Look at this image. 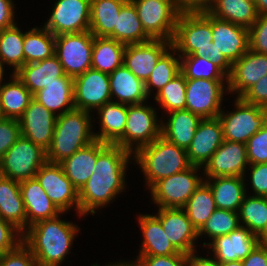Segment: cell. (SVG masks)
Here are the masks:
<instances>
[{
    "mask_svg": "<svg viewBox=\"0 0 267 266\" xmlns=\"http://www.w3.org/2000/svg\"><path fill=\"white\" fill-rule=\"evenodd\" d=\"M130 161V162H129ZM133 154L115 144L97 140V161L94 172L78 191L79 215H95L96 210L106 208L126 190V171Z\"/></svg>",
    "mask_w": 267,
    "mask_h": 266,
    "instance_id": "1",
    "label": "cell"
},
{
    "mask_svg": "<svg viewBox=\"0 0 267 266\" xmlns=\"http://www.w3.org/2000/svg\"><path fill=\"white\" fill-rule=\"evenodd\" d=\"M61 215L38 221L23 234V242L32 251L37 266H60L71 254L80 227L72 220L61 219Z\"/></svg>",
    "mask_w": 267,
    "mask_h": 266,
    "instance_id": "2",
    "label": "cell"
},
{
    "mask_svg": "<svg viewBox=\"0 0 267 266\" xmlns=\"http://www.w3.org/2000/svg\"><path fill=\"white\" fill-rule=\"evenodd\" d=\"M93 118L96 119L91 112L76 108L57 116L51 145L46 151V160L60 163L95 141Z\"/></svg>",
    "mask_w": 267,
    "mask_h": 266,
    "instance_id": "3",
    "label": "cell"
},
{
    "mask_svg": "<svg viewBox=\"0 0 267 266\" xmlns=\"http://www.w3.org/2000/svg\"><path fill=\"white\" fill-rule=\"evenodd\" d=\"M134 164L142 169L144 186L151 188L160 179L188 169L191 164L187 150L168 142L164 137L139 148L133 154Z\"/></svg>",
    "mask_w": 267,
    "mask_h": 266,
    "instance_id": "4",
    "label": "cell"
},
{
    "mask_svg": "<svg viewBox=\"0 0 267 266\" xmlns=\"http://www.w3.org/2000/svg\"><path fill=\"white\" fill-rule=\"evenodd\" d=\"M212 44L211 15L206 10L182 11L172 41L178 55L208 58Z\"/></svg>",
    "mask_w": 267,
    "mask_h": 266,
    "instance_id": "5",
    "label": "cell"
},
{
    "mask_svg": "<svg viewBox=\"0 0 267 266\" xmlns=\"http://www.w3.org/2000/svg\"><path fill=\"white\" fill-rule=\"evenodd\" d=\"M211 26L213 44L208 59L229 76L232 64L249 50L248 29L212 15Z\"/></svg>",
    "mask_w": 267,
    "mask_h": 266,
    "instance_id": "6",
    "label": "cell"
},
{
    "mask_svg": "<svg viewBox=\"0 0 267 266\" xmlns=\"http://www.w3.org/2000/svg\"><path fill=\"white\" fill-rule=\"evenodd\" d=\"M157 112L147 101L127 105L126 127L123 135L114 144L134 154L139 148L159 138L162 120L157 117Z\"/></svg>",
    "mask_w": 267,
    "mask_h": 266,
    "instance_id": "7",
    "label": "cell"
},
{
    "mask_svg": "<svg viewBox=\"0 0 267 266\" xmlns=\"http://www.w3.org/2000/svg\"><path fill=\"white\" fill-rule=\"evenodd\" d=\"M203 168L188 169L160 179L150 189L151 200L158 208H183L196 188L203 182ZM199 172V174H198Z\"/></svg>",
    "mask_w": 267,
    "mask_h": 266,
    "instance_id": "8",
    "label": "cell"
},
{
    "mask_svg": "<svg viewBox=\"0 0 267 266\" xmlns=\"http://www.w3.org/2000/svg\"><path fill=\"white\" fill-rule=\"evenodd\" d=\"M233 111L222 108L218 118L224 140L246 144L248 139L267 124V109L235 98Z\"/></svg>",
    "mask_w": 267,
    "mask_h": 266,
    "instance_id": "9",
    "label": "cell"
},
{
    "mask_svg": "<svg viewBox=\"0 0 267 266\" xmlns=\"http://www.w3.org/2000/svg\"><path fill=\"white\" fill-rule=\"evenodd\" d=\"M145 33L151 39L173 41L176 23L182 10L175 0H130Z\"/></svg>",
    "mask_w": 267,
    "mask_h": 266,
    "instance_id": "10",
    "label": "cell"
},
{
    "mask_svg": "<svg viewBox=\"0 0 267 266\" xmlns=\"http://www.w3.org/2000/svg\"><path fill=\"white\" fill-rule=\"evenodd\" d=\"M46 161V151L21 134L0 160V175L18 182L31 179Z\"/></svg>",
    "mask_w": 267,
    "mask_h": 266,
    "instance_id": "11",
    "label": "cell"
},
{
    "mask_svg": "<svg viewBox=\"0 0 267 266\" xmlns=\"http://www.w3.org/2000/svg\"><path fill=\"white\" fill-rule=\"evenodd\" d=\"M93 42L94 35L89 30L55 36L54 54L65 75L74 79L91 68Z\"/></svg>",
    "mask_w": 267,
    "mask_h": 266,
    "instance_id": "12",
    "label": "cell"
},
{
    "mask_svg": "<svg viewBox=\"0 0 267 266\" xmlns=\"http://www.w3.org/2000/svg\"><path fill=\"white\" fill-rule=\"evenodd\" d=\"M226 93L228 80L186 79L185 109L202 119L218 117Z\"/></svg>",
    "mask_w": 267,
    "mask_h": 266,
    "instance_id": "13",
    "label": "cell"
},
{
    "mask_svg": "<svg viewBox=\"0 0 267 266\" xmlns=\"http://www.w3.org/2000/svg\"><path fill=\"white\" fill-rule=\"evenodd\" d=\"M91 0H56L43 26L54 36L90 29Z\"/></svg>",
    "mask_w": 267,
    "mask_h": 266,
    "instance_id": "14",
    "label": "cell"
},
{
    "mask_svg": "<svg viewBox=\"0 0 267 266\" xmlns=\"http://www.w3.org/2000/svg\"><path fill=\"white\" fill-rule=\"evenodd\" d=\"M35 177L50 200L62 213L74 209L78 218L84 217L79 215L78 191L66 177L59 163L46 161Z\"/></svg>",
    "mask_w": 267,
    "mask_h": 266,
    "instance_id": "15",
    "label": "cell"
},
{
    "mask_svg": "<svg viewBox=\"0 0 267 266\" xmlns=\"http://www.w3.org/2000/svg\"><path fill=\"white\" fill-rule=\"evenodd\" d=\"M74 107L93 113L112 101L109 74L90 68L73 79Z\"/></svg>",
    "mask_w": 267,
    "mask_h": 266,
    "instance_id": "16",
    "label": "cell"
},
{
    "mask_svg": "<svg viewBox=\"0 0 267 266\" xmlns=\"http://www.w3.org/2000/svg\"><path fill=\"white\" fill-rule=\"evenodd\" d=\"M249 166L247 160L246 144L224 140L203 167L204 178L219 176H246Z\"/></svg>",
    "mask_w": 267,
    "mask_h": 266,
    "instance_id": "17",
    "label": "cell"
},
{
    "mask_svg": "<svg viewBox=\"0 0 267 266\" xmlns=\"http://www.w3.org/2000/svg\"><path fill=\"white\" fill-rule=\"evenodd\" d=\"M155 216L161 221L167 238L179 252L189 255L197 251L198 231L182 208H158Z\"/></svg>",
    "mask_w": 267,
    "mask_h": 266,
    "instance_id": "18",
    "label": "cell"
},
{
    "mask_svg": "<svg viewBox=\"0 0 267 266\" xmlns=\"http://www.w3.org/2000/svg\"><path fill=\"white\" fill-rule=\"evenodd\" d=\"M258 244V236L239 226L227 235L203 242L202 246L208 247V254L212 253L211 256L218 262H230L244 260Z\"/></svg>",
    "mask_w": 267,
    "mask_h": 266,
    "instance_id": "19",
    "label": "cell"
},
{
    "mask_svg": "<svg viewBox=\"0 0 267 266\" xmlns=\"http://www.w3.org/2000/svg\"><path fill=\"white\" fill-rule=\"evenodd\" d=\"M267 75V55L248 50L232 64L228 76V95L240 98L250 87Z\"/></svg>",
    "mask_w": 267,
    "mask_h": 266,
    "instance_id": "20",
    "label": "cell"
},
{
    "mask_svg": "<svg viewBox=\"0 0 267 266\" xmlns=\"http://www.w3.org/2000/svg\"><path fill=\"white\" fill-rule=\"evenodd\" d=\"M172 46L171 41L151 39L144 43L127 44L123 64L144 83L160 57Z\"/></svg>",
    "mask_w": 267,
    "mask_h": 266,
    "instance_id": "21",
    "label": "cell"
},
{
    "mask_svg": "<svg viewBox=\"0 0 267 266\" xmlns=\"http://www.w3.org/2000/svg\"><path fill=\"white\" fill-rule=\"evenodd\" d=\"M57 116L32 99L19 119L21 134L47 151L51 145Z\"/></svg>",
    "mask_w": 267,
    "mask_h": 266,
    "instance_id": "22",
    "label": "cell"
},
{
    "mask_svg": "<svg viewBox=\"0 0 267 266\" xmlns=\"http://www.w3.org/2000/svg\"><path fill=\"white\" fill-rule=\"evenodd\" d=\"M223 141V128L219 118L202 119L187 149L190 164L203 168Z\"/></svg>",
    "mask_w": 267,
    "mask_h": 266,
    "instance_id": "23",
    "label": "cell"
},
{
    "mask_svg": "<svg viewBox=\"0 0 267 266\" xmlns=\"http://www.w3.org/2000/svg\"><path fill=\"white\" fill-rule=\"evenodd\" d=\"M19 183L26 211V231L38 221L52 219L64 214L50 200L36 177Z\"/></svg>",
    "mask_w": 267,
    "mask_h": 266,
    "instance_id": "24",
    "label": "cell"
},
{
    "mask_svg": "<svg viewBox=\"0 0 267 266\" xmlns=\"http://www.w3.org/2000/svg\"><path fill=\"white\" fill-rule=\"evenodd\" d=\"M142 241L138 256H167L179 254L165 234L161 221L151 214H138Z\"/></svg>",
    "mask_w": 267,
    "mask_h": 266,
    "instance_id": "25",
    "label": "cell"
},
{
    "mask_svg": "<svg viewBox=\"0 0 267 266\" xmlns=\"http://www.w3.org/2000/svg\"><path fill=\"white\" fill-rule=\"evenodd\" d=\"M166 115L167 120L161 117V136L168 142L187 150L202 118L186 109L175 110Z\"/></svg>",
    "mask_w": 267,
    "mask_h": 266,
    "instance_id": "26",
    "label": "cell"
},
{
    "mask_svg": "<svg viewBox=\"0 0 267 266\" xmlns=\"http://www.w3.org/2000/svg\"><path fill=\"white\" fill-rule=\"evenodd\" d=\"M111 99L126 105L141 104L150 99L145 83L138 79L124 64L109 74Z\"/></svg>",
    "mask_w": 267,
    "mask_h": 266,
    "instance_id": "27",
    "label": "cell"
},
{
    "mask_svg": "<svg viewBox=\"0 0 267 266\" xmlns=\"http://www.w3.org/2000/svg\"><path fill=\"white\" fill-rule=\"evenodd\" d=\"M15 74L32 95L45 88L46 85L56 82V78L65 75L62 65L55 54L39 62L27 63Z\"/></svg>",
    "mask_w": 267,
    "mask_h": 266,
    "instance_id": "28",
    "label": "cell"
},
{
    "mask_svg": "<svg viewBox=\"0 0 267 266\" xmlns=\"http://www.w3.org/2000/svg\"><path fill=\"white\" fill-rule=\"evenodd\" d=\"M244 177L219 176L204 178L210 186L217 209L238 212L240 205L247 195L245 183L249 182Z\"/></svg>",
    "mask_w": 267,
    "mask_h": 266,
    "instance_id": "29",
    "label": "cell"
},
{
    "mask_svg": "<svg viewBox=\"0 0 267 266\" xmlns=\"http://www.w3.org/2000/svg\"><path fill=\"white\" fill-rule=\"evenodd\" d=\"M0 217L22 234L26 232V211L20 183L0 175Z\"/></svg>",
    "mask_w": 267,
    "mask_h": 266,
    "instance_id": "30",
    "label": "cell"
},
{
    "mask_svg": "<svg viewBox=\"0 0 267 266\" xmlns=\"http://www.w3.org/2000/svg\"><path fill=\"white\" fill-rule=\"evenodd\" d=\"M33 99L56 116L73 110L75 108L73 78L68 75L56 78V82H52L42 90L36 92L33 95Z\"/></svg>",
    "mask_w": 267,
    "mask_h": 266,
    "instance_id": "31",
    "label": "cell"
},
{
    "mask_svg": "<svg viewBox=\"0 0 267 266\" xmlns=\"http://www.w3.org/2000/svg\"><path fill=\"white\" fill-rule=\"evenodd\" d=\"M99 131L94 132L96 140L114 144L124 133L127 120V105L110 101L98 108Z\"/></svg>",
    "mask_w": 267,
    "mask_h": 266,
    "instance_id": "32",
    "label": "cell"
},
{
    "mask_svg": "<svg viewBox=\"0 0 267 266\" xmlns=\"http://www.w3.org/2000/svg\"><path fill=\"white\" fill-rule=\"evenodd\" d=\"M97 161V140L79 149L59 164L66 177L79 191L91 177Z\"/></svg>",
    "mask_w": 267,
    "mask_h": 266,
    "instance_id": "33",
    "label": "cell"
},
{
    "mask_svg": "<svg viewBox=\"0 0 267 266\" xmlns=\"http://www.w3.org/2000/svg\"><path fill=\"white\" fill-rule=\"evenodd\" d=\"M210 15L249 29L258 18L254 0H212L205 9Z\"/></svg>",
    "mask_w": 267,
    "mask_h": 266,
    "instance_id": "34",
    "label": "cell"
},
{
    "mask_svg": "<svg viewBox=\"0 0 267 266\" xmlns=\"http://www.w3.org/2000/svg\"><path fill=\"white\" fill-rule=\"evenodd\" d=\"M10 79L0 86L1 107L5 118L19 120L33 95L15 73L10 74Z\"/></svg>",
    "mask_w": 267,
    "mask_h": 266,
    "instance_id": "35",
    "label": "cell"
},
{
    "mask_svg": "<svg viewBox=\"0 0 267 266\" xmlns=\"http://www.w3.org/2000/svg\"><path fill=\"white\" fill-rule=\"evenodd\" d=\"M128 0H91L90 29L97 37H111L120 9Z\"/></svg>",
    "mask_w": 267,
    "mask_h": 266,
    "instance_id": "36",
    "label": "cell"
},
{
    "mask_svg": "<svg viewBox=\"0 0 267 266\" xmlns=\"http://www.w3.org/2000/svg\"><path fill=\"white\" fill-rule=\"evenodd\" d=\"M125 45L144 43L151 38L145 33L134 4L128 0L120 9L114 26V34L110 37Z\"/></svg>",
    "mask_w": 267,
    "mask_h": 266,
    "instance_id": "37",
    "label": "cell"
},
{
    "mask_svg": "<svg viewBox=\"0 0 267 266\" xmlns=\"http://www.w3.org/2000/svg\"><path fill=\"white\" fill-rule=\"evenodd\" d=\"M125 47L110 37L94 36L91 68L110 74L123 65Z\"/></svg>",
    "mask_w": 267,
    "mask_h": 266,
    "instance_id": "38",
    "label": "cell"
},
{
    "mask_svg": "<svg viewBox=\"0 0 267 266\" xmlns=\"http://www.w3.org/2000/svg\"><path fill=\"white\" fill-rule=\"evenodd\" d=\"M55 50V36L44 26L33 27L24 32V65L51 57Z\"/></svg>",
    "mask_w": 267,
    "mask_h": 266,
    "instance_id": "39",
    "label": "cell"
},
{
    "mask_svg": "<svg viewBox=\"0 0 267 266\" xmlns=\"http://www.w3.org/2000/svg\"><path fill=\"white\" fill-rule=\"evenodd\" d=\"M182 209L197 231L211 217L217 208L210 186L204 180Z\"/></svg>",
    "mask_w": 267,
    "mask_h": 266,
    "instance_id": "40",
    "label": "cell"
},
{
    "mask_svg": "<svg viewBox=\"0 0 267 266\" xmlns=\"http://www.w3.org/2000/svg\"><path fill=\"white\" fill-rule=\"evenodd\" d=\"M178 73H180V56L171 46L157 61L149 78L145 82V90L150 98L154 96ZM157 90V91H156Z\"/></svg>",
    "mask_w": 267,
    "mask_h": 266,
    "instance_id": "41",
    "label": "cell"
},
{
    "mask_svg": "<svg viewBox=\"0 0 267 266\" xmlns=\"http://www.w3.org/2000/svg\"><path fill=\"white\" fill-rule=\"evenodd\" d=\"M24 31L14 25L0 31V60L16 73L24 65Z\"/></svg>",
    "mask_w": 267,
    "mask_h": 266,
    "instance_id": "42",
    "label": "cell"
},
{
    "mask_svg": "<svg viewBox=\"0 0 267 266\" xmlns=\"http://www.w3.org/2000/svg\"><path fill=\"white\" fill-rule=\"evenodd\" d=\"M240 226L259 236L267 225V197L247 195L239 207Z\"/></svg>",
    "mask_w": 267,
    "mask_h": 266,
    "instance_id": "43",
    "label": "cell"
},
{
    "mask_svg": "<svg viewBox=\"0 0 267 266\" xmlns=\"http://www.w3.org/2000/svg\"><path fill=\"white\" fill-rule=\"evenodd\" d=\"M180 72L186 79L228 80V76L211 60L193 54L180 56Z\"/></svg>",
    "mask_w": 267,
    "mask_h": 266,
    "instance_id": "44",
    "label": "cell"
},
{
    "mask_svg": "<svg viewBox=\"0 0 267 266\" xmlns=\"http://www.w3.org/2000/svg\"><path fill=\"white\" fill-rule=\"evenodd\" d=\"M186 78L180 72L153 97L164 113L184 110L186 107Z\"/></svg>",
    "mask_w": 267,
    "mask_h": 266,
    "instance_id": "45",
    "label": "cell"
},
{
    "mask_svg": "<svg viewBox=\"0 0 267 266\" xmlns=\"http://www.w3.org/2000/svg\"><path fill=\"white\" fill-rule=\"evenodd\" d=\"M239 226L238 212L216 209L206 223L198 230V238L208 237L211 242L216 237L231 233Z\"/></svg>",
    "mask_w": 267,
    "mask_h": 266,
    "instance_id": "46",
    "label": "cell"
},
{
    "mask_svg": "<svg viewBox=\"0 0 267 266\" xmlns=\"http://www.w3.org/2000/svg\"><path fill=\"white\" fill-rule=\"evenodd\" d=\"M246 152L249 164L267 163V124L248 139Z\"/></svg>",
    "mask_w": 267,
    "mask_h": 266,
    "instance_id": "47",
    "label": "cell"
},
{
    "mask_svg": "<svg viewBox=\"0 0 267 266\" xmlns=\"http://www.w3.org/2000/svg\"><path fill=\"white\" fill-rule=\"evenodd\" d=\"M248 32L249 49L267 55V14L258 15Z\"/></svg>",
    "mask_w": 267,
    "mask_h": 266,
    "instance_id": "48",
    "label": "cell"
},
{
    "mask_svg": "<svg viewBox=\"0 0 267 266\" xmlns=\"http://www.w3.org/2000/svg\"><path fill=\"white\" fill-rule=\"evenodd\" d=\"M0 266H37L30 248L21 242L15 249L0 255Z\"/></svg>",
    "mask_w": 267,
    "mask_h": 266,
    "instance_id": "49",
    "label": "cell"
},
{
    "mask_svg": "<svg viewBox=\"0 0 267 266\" xmlns=\"http://www.w3.org/2000/svg\"><path fill=\"white\" fill-rule=\"evenodd\" d=\"M246 170L248 172L249 183H245L246 191L248 190L247 185L250 184L252 189V196L267 197V163L249 164Z\"/></svg>",
    "mask_w": 267,
    "mask_h": 266,
    "instance_id": "50",
    "label": "cell"
},
{
    "mask_svg": "<svg viewBox=\"0 0 267 266\" xmlns=\"http://www.w3.org/2000/svg\"><path fill=\"white\" fill-rule=\"evenodd\" d=\"M20 135L19 120L9 118L0 120V160Z\"/></svg>",
    "mask_w": 267,
    "mask_h": 266,
    "instance_id": "51",
    "label": "cell"
},
{
    "mask_svg": "<svg viewBox=\"0 0 267 266\" xmlns=\"http://www.w3.org/2000/svg\"><path fill=\"white\" fill-rule=\"evenodd\" d=\"M23 242V234L0 217V255L15 249Z\"/></svg>",
    "mask_w": 267,
    "mask_h": 266,
    "instance_id": "52",
    "label": "cell"
},
{
    "mask_svg": "<svg viewBox=\"0 0 267 266\" xmlns=\"http://www.w3.org/2000/svg\"><path fill=\"white\" fill-rule=\"evenodd\" d=\"M134 261L138 266H187V254L167 256H136Z\"/></svg>",
    "mask_w": 267,
    "mask_h": 266,
    "instance_id": "53",
    "label": "cell"
},
{
    "mask_svg": "<svg viewBox=\"0 0 267 266\" xmlns=\"http://www.w3.org/2000/svg\"><path fill=\"white\" fill-rule=\"evenodd\" d=\"M240 98L248 104L267 109V75L250 87Z\"/></svg>",
    "mask_w": 267,
    "mask_h": 266,
    "instance_id": "54",
    "label": "cell"
},
{
    "mask_svg": "<svg viewBox=\"0 0 267 266\" xmlns=\"http://www.w3.org/2000/svg\"><path fill=\"white\" fill-rule=\"evenodd\" d=\"M15 2L13 0H0V31L13 27L16 23Z\"/></svg>",
    "mask_w": 267,
    "mask_h": 266,
    "instance_id": "55",
    "label": "cell"
},
{
    "mask_svg": "<svg viewBox=\"0 0 267 266\" xmlns=\"http://www.w3.org/2000/svg\"><path fill=\"white\" fill-rule=\"evenodd\" d=\"M242 262L243 266H267V244L259 243Z\"/></svg>",
    "mask_w": 267,
    "mask_h": 266,
    "instance_id": "56",
    "label": "cell"
},
{
    "mask_svg": "<svg viewBox=\"0 0 267 266\" xmlns=\"http://www.w3.org/2000/svg\"><path fill=\"white\" fill-rule=\"evenodd\" d=\"M182 11H200L205 10L212 0H175Z\"/></svg>",
    "mask_w": 267,
    "mask_h": 266,
    "instance_id": "57",
    "label": "cell"
},
{
    "mask_svg": "<svg viewBox=\"0 0 267 266\" xmlns=\"http://www.w3.org/2000/svg\"><path fill=\"white\" fill-rule=\"evenodd\" d=\"M187 266H219V262L210 256H199L197 251L187 255Z\"/></svg>",
    "mask_w": 267,
    "mask_h": 266,
    "instance_id": "58",
    "label": "cell"
},
{
    "mask_svg": "<svg viewBox=\"0 0 267 266\" xmlns=\"http://www.w3.org/2000/svg\"><path fill=\"white\" fill-rule=\"evenodd\" d=\"M91 266H100L99 264L95 263V264H92ZM105 266H138L134 261H130V260H122L121 259L119 261H114L113 262H110L108 264H106Z\"/></svg>",
    "mask_w": 267,
    "mask_h": 266,
    "instance_id": "59",
    "label": "cell"
},
{
    "mask_svg": "<svg viewBox=\"0 0 267 266\" xmlns=\"http://www.w3.org/2000/svg\"><path fill=\"white\" fill-rule=\"evenodd\" d=\"M259 15L267 14V0H254Z\"/></svg>",
    "mask_w": 267,
    "mask_h": 266,
    "instance_id": "60",
    "label": "cell"
},
{
    "mask_svg": "<svg viewBox=\"0 0 267 266\" xmlns=\"http://www.w3.org/2000/svg\"><path fill=\"white\" fill-rule=\"evenodd\" d=\"M219 266H243L242 260L230 261V262H219Z\"/></svg>",
    "mask_w": 267,
    "mask_h": 266,
    "instance_id": "61",
    "label": "cell"
},
{
    "mask_svg": "<svg viewBox=\"0 0 267 266\" xmlns=\"http://www.w3.org/2000/svg\"><path fill=\"white\" fill-rule=\"evenodd\" d=\"M260 244H267V225L264 231L258 236Z\"/></svg>",
    "mask_w": 267,
    "mask_h": 266,
    "instance_id": "62",
    "label": "cell"
},
{
    "mask_svg": "<svg viewBox=\"0 0 267 266\" xmlns=\"http://www.w3.org/2000/svg\"><path fill=\"white\" fill-rule=\"evenodd\" d=\"M5 66L4 64L2 63V61L0 60V86L4 83L3 81L5 80L4 79V74H5Z\"/></svg>",
    "mask_w": 267,
    "mask_h": 266,
    "instance_id": "63",
    "label": "cell"
},
{
    "mask_svg": "<svg viewBox=\"0 0 267 266\" xmlns=\"http://www.w3.org/2000/svg\"><path fill=\"white\" fill-rule=\"evenodd\" d=\"M3 119H5V116L3 114L2 107H1V101H0V120H3Z\"/></svg>",
    "mask_w": 267,
    "mask_h": 266,
    "instance_id": "64",
    "label": "cell"
}]
</instances>
